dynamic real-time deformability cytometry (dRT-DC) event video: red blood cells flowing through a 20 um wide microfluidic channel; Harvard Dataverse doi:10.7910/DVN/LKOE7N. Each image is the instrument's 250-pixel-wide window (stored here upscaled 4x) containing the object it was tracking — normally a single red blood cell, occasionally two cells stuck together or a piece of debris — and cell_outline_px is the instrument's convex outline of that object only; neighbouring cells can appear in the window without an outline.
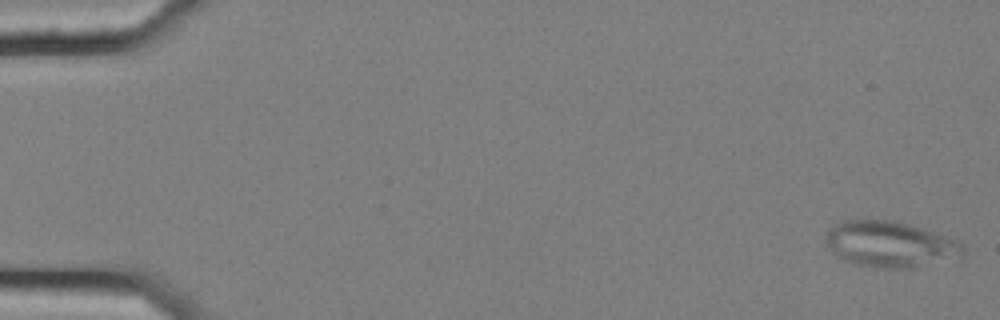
{"species": "common noctule bat (a hibernating species)", "species_latin": "Nyctalus noctula", "temperature_condition": "cold", "stored_images_in_passage": 5, "camera_frame_rate_fps": 3000, "um_per_image_px": 0.085, "animal": {"sex": "female", "body_mass_g": 25.1}, "frame": {"image": 1, "passage_image": 1, "time_ms": 0.0, "image_size_px": [1000, 320], "cell_outline_px": [[964, 252], [960, 260], [912, 268], [872, 268], [856, 264], [844, 260], [832, 252], [828, 244], [828, 232], [836, 224], [844, 220], [892, 220], [908, 224], [956, 240], [964, 248]], "centroid_in_image_um": [75.73, 20.8], "position_along_channel_um": 9.3, "area_um2": 36.7}}